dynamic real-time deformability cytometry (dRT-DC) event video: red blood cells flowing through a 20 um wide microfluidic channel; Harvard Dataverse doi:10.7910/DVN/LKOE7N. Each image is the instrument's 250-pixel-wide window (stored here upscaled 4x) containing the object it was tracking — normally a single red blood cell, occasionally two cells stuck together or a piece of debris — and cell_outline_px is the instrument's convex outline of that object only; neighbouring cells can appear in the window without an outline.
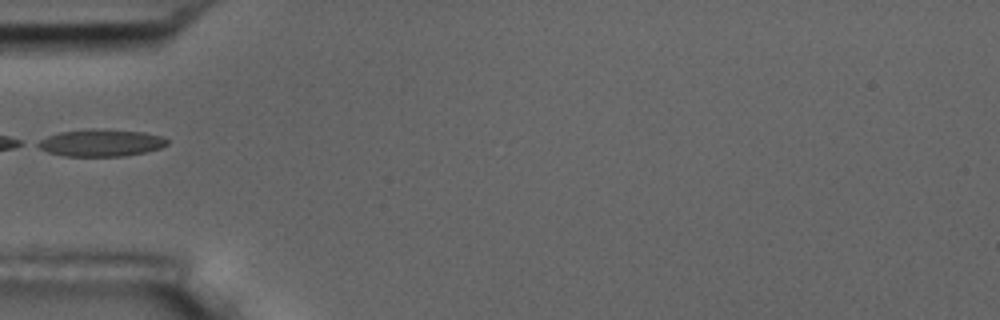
{"species": "common noctule bat (a hibernating species)", "species_latin": "Nyctalus noctula", "temperature_condition": "room temperature", "stored_images_in_passage": 37, "camera_frame_rate_fps": 3000, "um_per_image_px": 0.085, "animal": {"sex": "male", "body_mass_g": 17.5, "forearm_length_mm": 52.3}, "frame": {"image": 1, "passage_image": 1, "time_ms": 0.0, "image_size_px": [1000, 320], "cell_outline_px": [[168, 144], [160, 148], [144, 152], [124, 156], [64, 156], [48, 152], [32, 144], [48, 136], [60, 132], [88, 128], [104, 128], [144, 132], [160, 136], [168, 140]], "centroid_in_image_um": [8.55, 12.13], "position_along_channel_um": 76.4, "area_um2": 20.63}}